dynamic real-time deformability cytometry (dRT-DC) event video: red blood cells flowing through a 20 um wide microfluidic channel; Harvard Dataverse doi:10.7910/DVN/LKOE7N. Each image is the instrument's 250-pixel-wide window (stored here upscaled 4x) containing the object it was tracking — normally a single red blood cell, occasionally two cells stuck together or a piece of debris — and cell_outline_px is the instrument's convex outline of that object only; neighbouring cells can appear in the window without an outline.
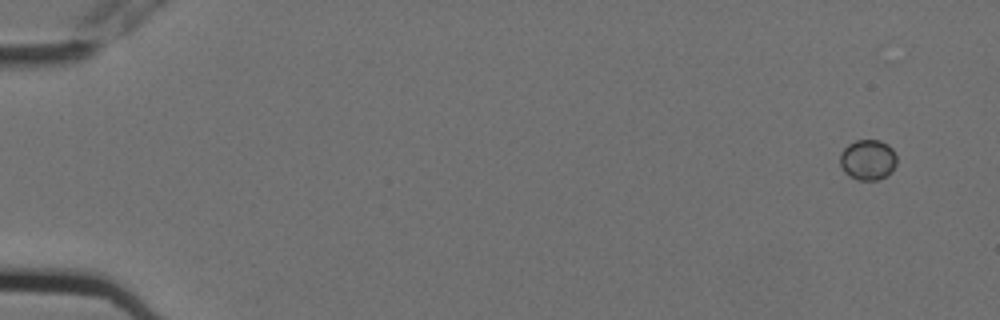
{"species": "Egyptian fruit bat (a non-hibernating species)", "species_latin": "Rousettus aegyptiacus", "temperature_condition": "cold", "stored_images_in_passage": 10, "camera_frame_rate_fps": 3000, "um_per_image_px": 0.085, "animal": {"sex": "female"}, "frame": {"image": 1, "passage_image": 1, "time_ms": 0.0, "image_size_px": [1000, 320], "cell_outline_px": [[896, 164], [892, 172], [876, 180], [856, 180], [848, 176], [844, 172], [840, 164], [840, 152], [848, 144], [856, 140], [880, 140], [888, 144], [892, 148], [896, 156]], "centroid_in_image_um": [73.75, 13.58], "position_along_channel_um": 11.2, "area_um2": 13.53}}
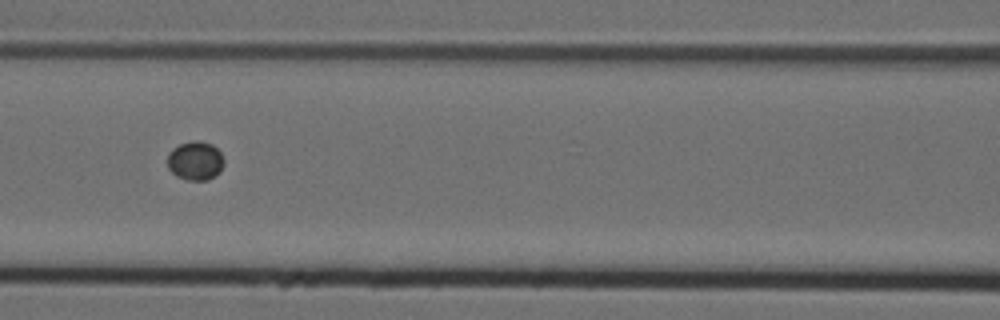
{"frame": {"image": 2, "passage_image": 7, "time_ms": 2.0, "image_size_px": [1000, 320], "cell_outline_px": [[224, 164], [220, 172], [216, 176], [208, 180], [188, 180], [176, 176], [168, 168], [168, 152], [172, 148], [180, 144], [192, 140], [200, 140], [212, 144], [220, 152], [224, 160]], "centroid_in_image_um": [16.61, 13.66], "position_along_channel_um": 150.0, "area_um2": 13.01}}
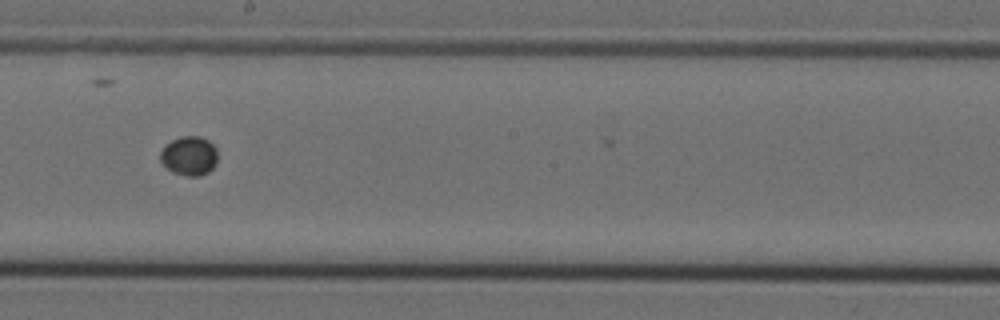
{"frame": {"image": 3, "passage_image": 9, "time_ms": 2.667, "image_size_px": [1000, 320], "cell_outline_px": [[216, 164], [208, 172], [200, 176], [188, 176], [172, 172], [160, 160], [160, 152], [172, 140], [180, 136], [200, 136], [208, 140], [216, 148]], "centroid_in_image_um": [16.09, 13.25], "position_along_channel_um": 232.1, "area_um2": 12.95}}